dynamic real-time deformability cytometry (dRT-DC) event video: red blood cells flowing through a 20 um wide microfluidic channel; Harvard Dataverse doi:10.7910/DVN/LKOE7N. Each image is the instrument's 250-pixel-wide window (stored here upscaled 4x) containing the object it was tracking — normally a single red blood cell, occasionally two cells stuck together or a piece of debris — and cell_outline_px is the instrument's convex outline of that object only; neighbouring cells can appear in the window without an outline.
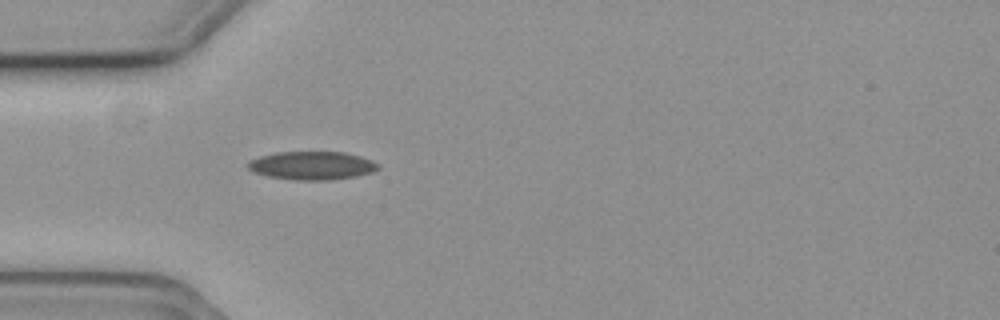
{"species": "common noctule bat (a hibernating species)", "species_latin": "Nyctalus noctula", "temperature_condition": "cold", "stored_images_in_passage": 44, "camera_frame_rate_fps": 3000, "um_per_image_px": 0.085, "animal": {"sex": "female", "body_mass_g": 19.3, "forearm_length_mm": 54.1}, "frame": {"image": 1, "passage_image": 5, "time_ms": 1.333, "image_size_px": [1000, 320], "cell_outline_px": [[380, 168], [372, 172], [356, 176], [328, 180], [296, 180], [268, 176], [252, 172], [248, 168], [248, 160], [260, 156], [276, 152], [344, 152], [360, 156], [372, 160], [380, 164]], "centroid_in_image_um": [26.52, 14.07], "position_along_channel_um": 58.5, "area_um2": 21.56}}
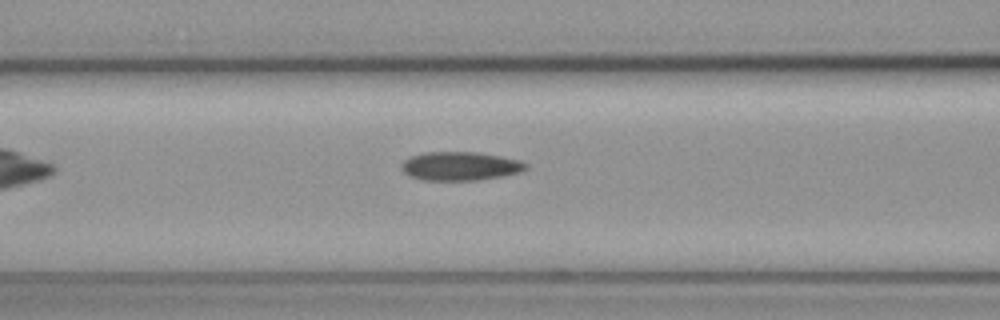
{"frame": {"image": 2, "passage_image": 11, "time_ms": 3.333, "image_size_px": [1000, 320], "cell_outline_px": [[528, 168], [520, 172], [504, 176], [476, 180], [424, 180], [408, 176], [400, 168], [400, 164], [404, 160], [412, 156], [424, 152], [476, 152], [500, 156], [520, 160], [528, 164]], "centroid_in_image_um": [39.11, 14.12], "position_along_channel_um": 127.5, "area_um2": 20.92}}
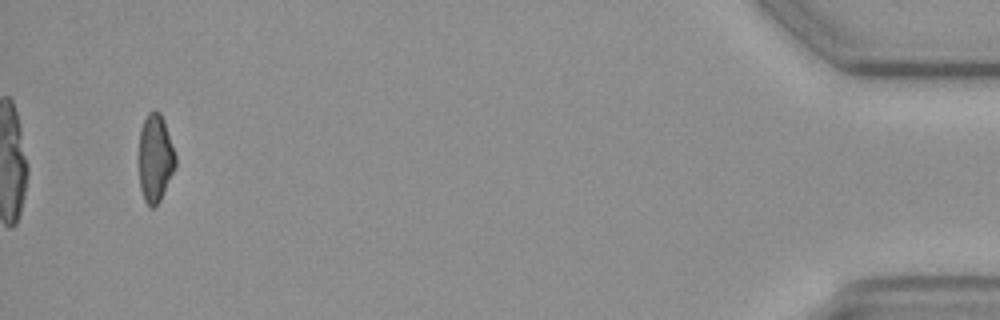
{"frame": {"image": 3, "passage_image": 42, "time_ms": 13.667, "image_size_px": [1000, 320], "cell_outline_px": [[176, 164], [160, 200], [152, 208], [148, 208], [144, 200], [140, 188], [140, 128], [148, 112], [160, 112], [164, 120], [176, 156]], "centroid_in_image_um": [13.19, 13.45], "position_along_channel_um": 422.0, "area_um2": 18.38}}